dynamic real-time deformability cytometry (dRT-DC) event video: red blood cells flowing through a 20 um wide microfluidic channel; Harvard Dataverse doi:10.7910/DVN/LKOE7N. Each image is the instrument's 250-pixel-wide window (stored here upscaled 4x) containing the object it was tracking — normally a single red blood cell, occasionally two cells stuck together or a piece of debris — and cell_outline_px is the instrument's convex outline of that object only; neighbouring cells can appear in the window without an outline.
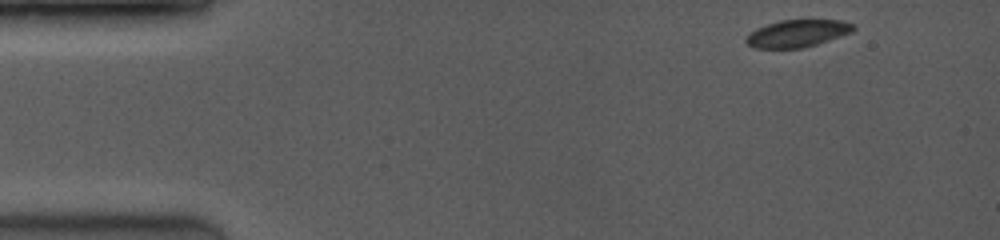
{"species": "common noctule bat (a hibernating species)", "species_latin": "Nyctalus noctula", "temperature_condition": "room temperature", "stored_images_in_passage": 25, "camera_frame_rate_fps": 3500, "um_per_image_px": 0.085, "animal": {"sex": "female", "body_mass_g": 19.0, "forearm_length_mm": 53.3}, "frame": {"image": 1, "passage_image": 1, "time_ms": 0.0, "image_size_px": [1000, 240], "cell_outline_px": [[856, 28], [852, 32], [804, 48], [752, 48], [744, 40], [756, 28], [780, 20], [840, 20], [856, 24]], "centroid_in_image_um": [67.8, 2.84], "position_along_channel_um": 17.2, "area_um2": 16.99}}
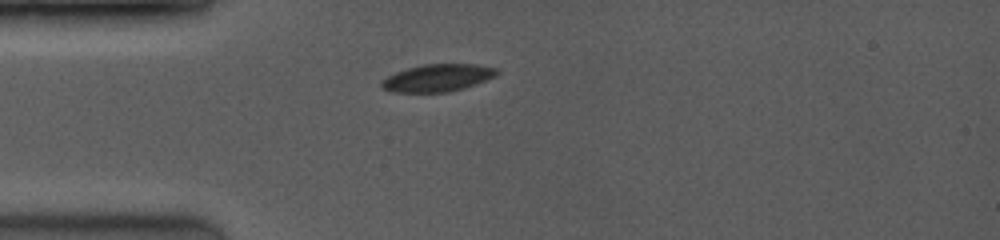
{"frame": {"image": 2, "passage_image": 21, "time_ms": 2.857, "image_size_px": [1000, 240], "cell_outline_px": [[500, 72], [496, 76], [464, 88], [448, 92], [392, 92], [380, 88], [380, 80], [396, 72], [408, 68], [424, 64], [476, 64], [496, 68]], "centroid_in_image_um": [37.17, 6.62], "position_along_channel_um": 47.8, "area_um2": 18.44}}